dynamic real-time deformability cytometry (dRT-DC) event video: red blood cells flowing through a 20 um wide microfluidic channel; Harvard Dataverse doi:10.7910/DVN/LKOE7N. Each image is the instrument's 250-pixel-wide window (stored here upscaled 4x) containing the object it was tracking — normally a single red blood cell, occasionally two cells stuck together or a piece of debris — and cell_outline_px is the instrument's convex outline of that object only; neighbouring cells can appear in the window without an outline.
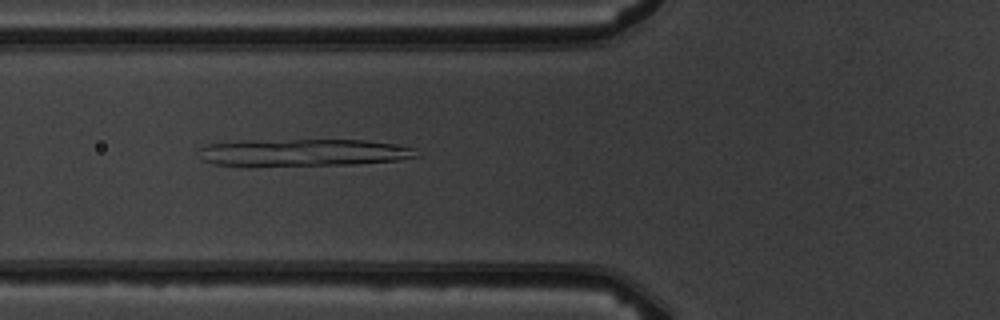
{"species": "common noctule bat (a hibernating species)", "species_latin": "Nyctalus noctula", "temperature_condition": "warm", "stored_images_in_passage": 6, "camera_frame_rate_fps": 3000, "um_per_image_px": 0.085, "animal": {"sex": "male", "body_mass_g": 19.5, "forearm_length_mm": 54.6}, "frame": {"image": 1, "passage_image": 6, "time_ms": 5.667, "image_size_px": [1000, 320], "cell_outline_px": [[420, 156], [400, 160], [352, 164], [248, 168], [244, 168], [212, 164], [200, 160], [200, 148], [208, 144], [240, 140], [364, 140], [416, 148]], "centroid_in_image_um": [25.65, 13.0], "position_along_channel_um": 100.2, "area_um2": 35.84}}